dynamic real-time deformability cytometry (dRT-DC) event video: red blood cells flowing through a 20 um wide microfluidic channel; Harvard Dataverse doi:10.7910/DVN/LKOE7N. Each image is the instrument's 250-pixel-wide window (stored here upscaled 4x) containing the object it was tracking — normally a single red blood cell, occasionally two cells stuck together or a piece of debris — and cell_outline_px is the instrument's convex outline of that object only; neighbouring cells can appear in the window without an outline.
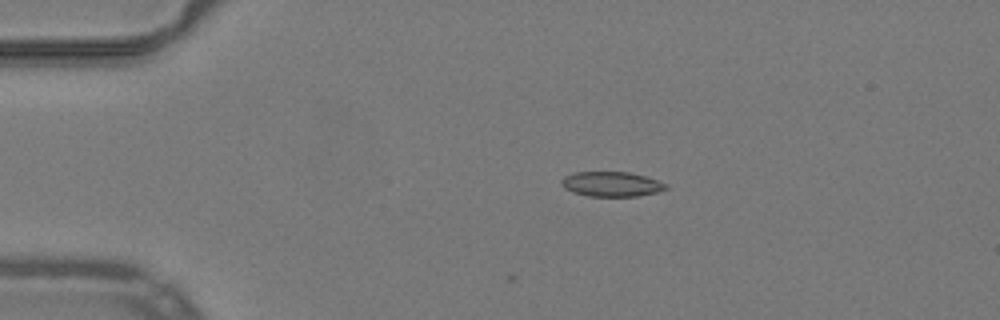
{"species": "common noctule bat (a hibernating species)", "species_latin": "Nyctalus noctula", "temperature_condition": "warm", "stored_images_in_passage": 42, "camera_frame_rate_fps": 3000, "um_per_image_px": 0.085, "animal": {"sex": "male", "body_mass_g": 19.2, "forearm_length_mm": 51.8}, "frame": {"image": 1, "passage_image": 1, "time_ms": 0.0, "image_size_px": [1000, 320], "cell_outline_px": [[668, 188], [656, 192], [636, 196], [588, 196], [572, 192], [564, 188], [560, 184], [560, 180], [564, 176], [576, 172], [628, 172], [644, 176], [668, 184]], "centroid_in_image_um": [51.93, 15.65], "position_along_channel_um": 33.1, "area_um2": 15.09}}
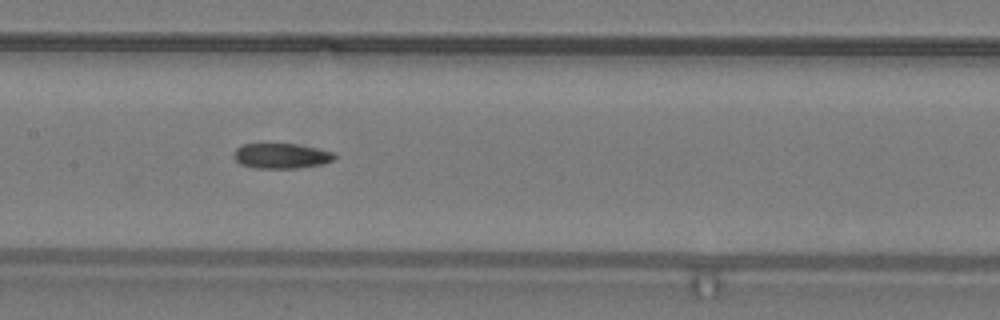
{"frame": {"image": 2, "passage_image": 16, "time_ms": 5.0, "image_size_px": [1000, 320], "cell_outline_px": [[336, 156], [332, 160], [324, 164], [292, 168], [256, 168], [240, 164], [232, 156], [236, 148], [244, 144], [296, 144], [336, 152]], "centroid_in_image_um": [23.91, 13.25], "position_along_channel_um": 183.5, "area_um2": 14.74}}
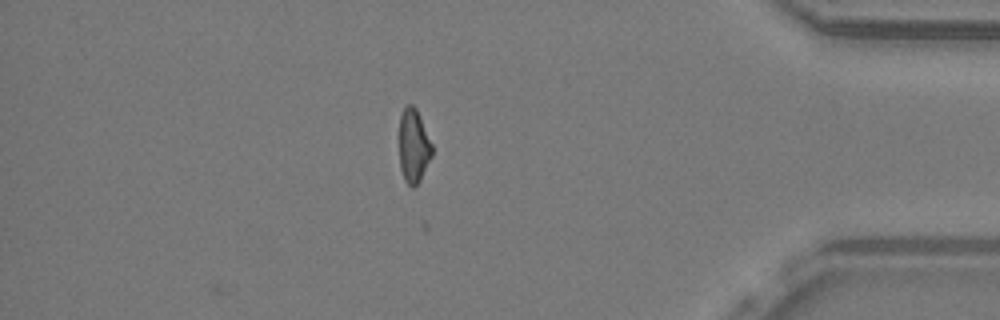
{"frame": {"image": 3, "passage_image": 35, "time_ms": 11.333, "image_size_px": [1000, 320], "cell_outline_px": [[432, 156], [420, 180], [412, 188], [404, 180], [400, 168], [400, 116], [404, 108], [408, 104], [412, 104], [416, 108], [420, 116], [432, 144]], "centroid_in_image_um": [35.16, 12.4], "position_along_channel_um": 400.0, "area_um2": 13.99}, "authors_computed_cell_mechanics": {"area_um2": 14.9702, "velocity_mm_per_s": 3.9985, "shape_relaxation_time_tau1_ms": null, "shape_relaxation_time_tau2_ms": 6.8775, "deformation_change_tau1": null, "deformation_change_tau2": 0.1312}}